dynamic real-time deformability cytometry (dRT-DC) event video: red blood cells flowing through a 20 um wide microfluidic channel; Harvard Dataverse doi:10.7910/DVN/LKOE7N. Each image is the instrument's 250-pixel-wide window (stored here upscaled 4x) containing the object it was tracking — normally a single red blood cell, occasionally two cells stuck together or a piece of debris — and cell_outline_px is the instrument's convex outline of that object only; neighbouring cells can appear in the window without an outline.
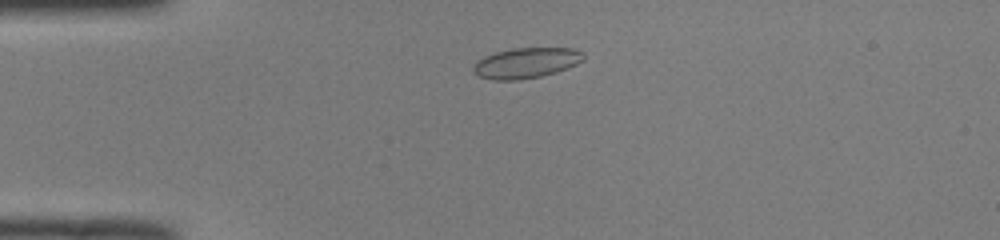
{"species": "common noctule bat (a hibernating species)", "species_latin": "Nyctalus noctula", "temperature_condition": "room temperature", "stored_images_in_passage": 44, "camera_frame_rate_fps": 3000, "um_per_image_px": 0.085, "animal": {"sex": "male", "body_mass_g": 19.0, "forearm_length_mm": 50.8}, "frame": {"image": 1, "passage_image": 6, "time_ms": 1.667, "image_size_px": [1000, 240], "cell_outline_px": [[584, 60], [568, 68], [556, 72], [540, 76], [516, 80], [492, 80], [480, 76], [472, 72], [472, 68], [484, 56], [496, 52], [512, 48], [572, 48], [580, 52], [584, 56]], "centroid_in_image_um": [44.72, 5.35], "position_along_channel_um": 40.3, "area_um2": 19.36}}
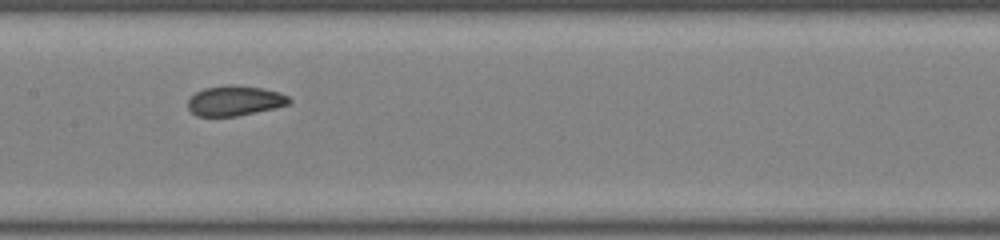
{"frame": {"image": 2, "passage_image": 19, "time_ms": 6.0, "image_size_px": [1000, 240], "cell_outline_px": [[292, 100], [288, 104], [276, 108], [236, 116], [196, 116], [188, 108], [188, 100], [196, 92], [204, 88], [228, 84], [232, 84], [260, 88], [280, 92], [288, 96]], "centroid_in_image_um": [19.96, 8.56], "position_along_channel_um": 187.4, "area_um2": 17.74}}
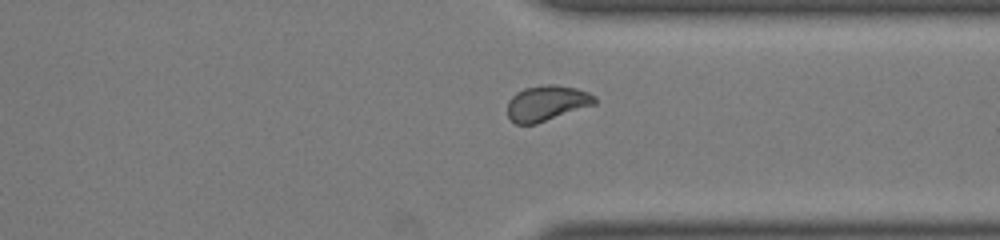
{"frame": {"image": 3, "passage_image": 32, "time_ms": 10.333, "image_size_px": [1000, 240], "cell_outline_px": [[596, 104], [536, 124], [516, 124], [508, 116], [508, 100], [516, 92], [524, 88], [548, 84], [556, 84], [576, 88], [588, 92], [596, 96]], "centroid_in_image_um": [46.49, 8.76], "position_along_channel_um": 364.9, "area_um2": 18.09}, "authors_computed_cell_mechanics": {"area_um2": 18.2648, "velocity_mm_per_s": 4.0824, "shape_relaxation_time_tau1_ms": 4.0097, "shape_relaxation_time_tau2_ms": 0.9495, "deformation_change_tau1": 0.0916, "deformation_change_tau2": 0.0456}}